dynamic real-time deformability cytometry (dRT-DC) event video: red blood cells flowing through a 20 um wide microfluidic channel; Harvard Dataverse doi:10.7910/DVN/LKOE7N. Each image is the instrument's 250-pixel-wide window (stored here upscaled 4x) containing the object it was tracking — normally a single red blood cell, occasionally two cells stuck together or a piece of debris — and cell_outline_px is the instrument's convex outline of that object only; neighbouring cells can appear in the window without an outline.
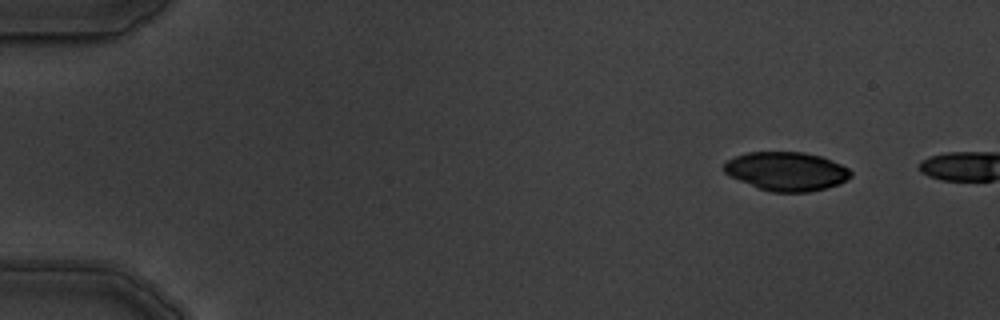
{"species": "common noctule bat (a hibernating species)", "species_latin": "Nyctalus noctula", "temperature_condition": "warm", "stored_images_in_passage": 2, "camera_frame_rate_fps": 3000, "um_per_image_px": 0.085, "animal": {"sex": "male", "body_mass_g": 19.5, "forearm_length_mm": 54.6}, "frame": {"image": 1, "passage_image": 1, "time_ms": 0.0, "image_size_px": [1000, 320], "cell_outline_px": [[852, 176], [840, 184], [808, 192], [772, 192], [760, 188], [740, 180], [724, 172], [724, 164], [728, 160], [736, 156], [748, 152], [804, 152], [820, 156], [832, 160], [848, 168], [852, 172]], "centroid_in_image_um": [66.89, 14.55], "position_along_channel_um": 18.1, "area_um2": 28.38}}